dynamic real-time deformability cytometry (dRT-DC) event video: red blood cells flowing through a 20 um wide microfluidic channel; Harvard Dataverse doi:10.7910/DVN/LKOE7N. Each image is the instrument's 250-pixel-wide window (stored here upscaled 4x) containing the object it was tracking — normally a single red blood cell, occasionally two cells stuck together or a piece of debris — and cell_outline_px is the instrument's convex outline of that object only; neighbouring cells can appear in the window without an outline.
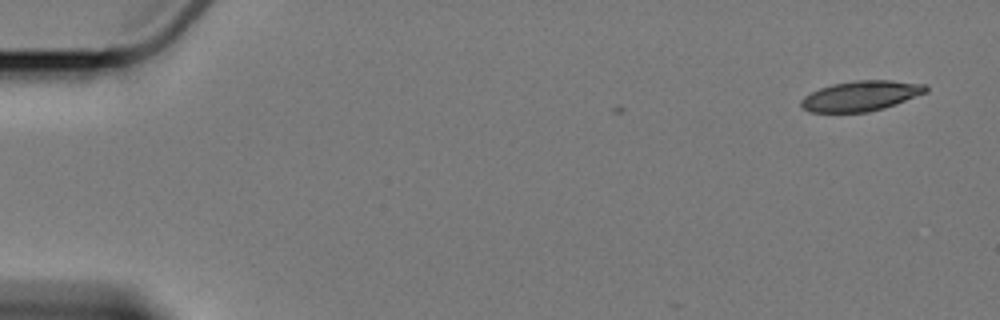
{"species": "Egyptian fruit bat (a non-hibernating species)", "species_latin": "Rousettus aegyptiacus", "temperature_condition": "cold", "stored_images_in_passage": 4, "camera_frame_rate_fps": 3000, "um_per_image_px": 0.085, "animal": {"sex": "female"}, "frame": {"image": 1, "passage_image": 1, "time_ms": 0.0, "image_size_px": [1000, 320], "cell_outline_px": [[928, 92], [884, 108], [868, 112], [808, 112], [800, 104], [800, 100], [804, 96], [820, 88], [832, 84], [856, 80], [892, 80], [924, 84], [928, 88]], "centroid_in_image_um": [73.18, 8.15], "position_along_channel_um": 11.8, "area_um2": 21.91}}